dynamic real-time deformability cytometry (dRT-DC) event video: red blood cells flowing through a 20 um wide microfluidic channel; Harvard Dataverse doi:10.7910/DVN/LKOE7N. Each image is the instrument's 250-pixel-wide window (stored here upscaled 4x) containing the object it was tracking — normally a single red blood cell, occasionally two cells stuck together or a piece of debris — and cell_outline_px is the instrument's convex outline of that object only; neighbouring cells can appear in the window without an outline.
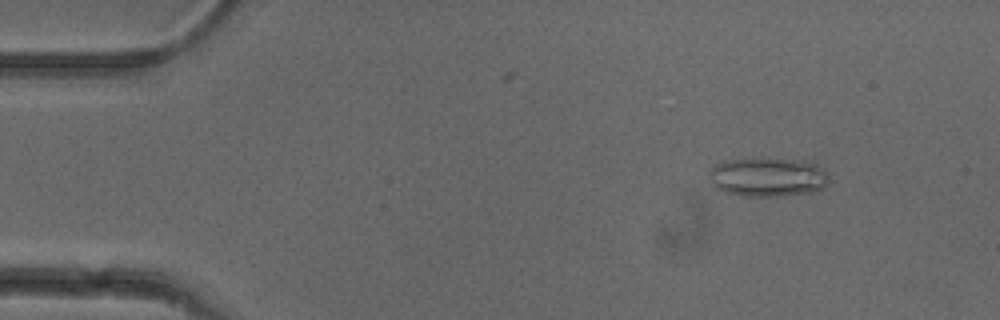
{"species": "common noctule bat (a hibernating species)", "species_latin": "Nyctalus noctula", "temperature_condition": "cold", "stored_images_in_passage": 52, "camera_frame_rate_fps": 3000, "um_per_image_px": 0.085, "animal": {"sex": "female"}, "frame": {"image": 1, "passage_image": 5, "time_ms": 1.333, "image_size_px": [1000, 320], "cell_outline_px": [[828, 180], [824, 188], [816, 192], [776, 196], [744, 196], [724, 192], [716, 188], [712, 184], [708, 176], [708, 172], [716, 164], [728, 160], [804, 160], [816, 164], [824, 168], [828, 176]], "centroid_in_image_um": [65.28, 15.08], "position_along_channel_um": 19.7, "area_um2": 27.05}}
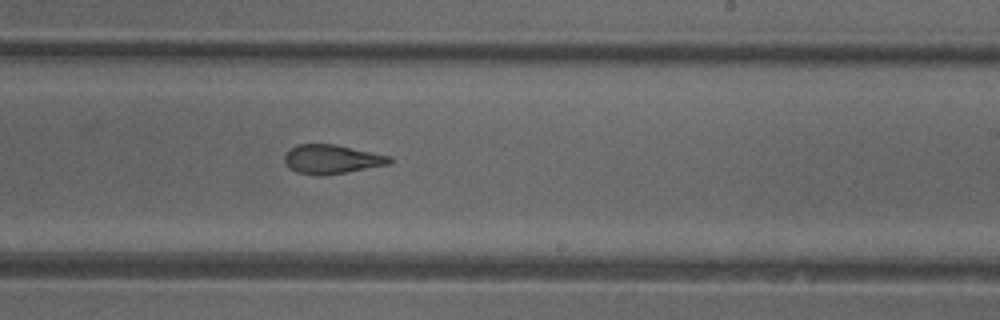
{"frame": {"image": 2, "passage_image": 30, "time_ms": 9.667, "image_size_px": [1000, 320], "cell_outline_px": [[392, 164], [320, 176], [316, 176], [296, 172], [284, 160], [284, 156], [296, 144], [336, 144], [392, 156]], "centroid_in_image_um": [28.25, 13.53], "position_along_channel_um": 260.8, "area_um2": 17.74}}
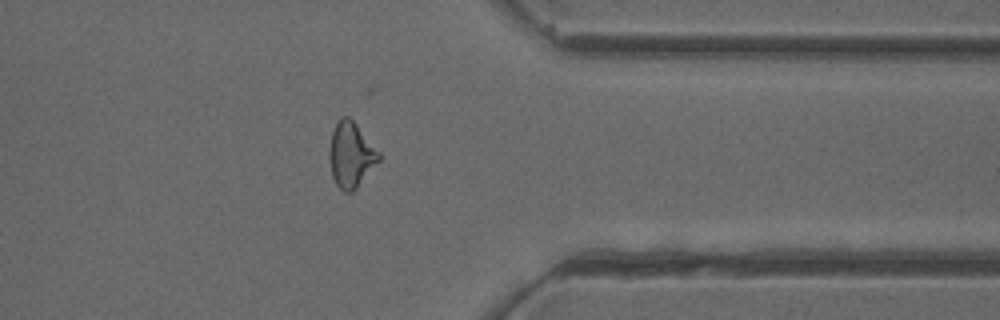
{"frame": {"image": 3, "passage_image": 40, "time_ms": 13.0, "image_size_px": [1000, 320], "cell_outline_px": [[380, 160], [356, 188], [352, 192], [344, 192], [336, 184], [332, 176], [328, 160], [328, 148], [332, 132], [340, 116], [348, 116], [356, 124], [380, 152]], "centroid_in_image_um": [29.81, 13.15], "position_along_channel_um": 381.6, "area_um2": 18.9}, "authors_computed_cell_mechanics": {"area_um2": 19.4497, "velocity_mm_per_s": 3.9413, "shape_relaxation_time_tau1_ms": null, "shape_relaxation_time_tau2_ms": 2.2902, "deformation_change_tau1": null, "deformation_change_tau2": 0.1013}}